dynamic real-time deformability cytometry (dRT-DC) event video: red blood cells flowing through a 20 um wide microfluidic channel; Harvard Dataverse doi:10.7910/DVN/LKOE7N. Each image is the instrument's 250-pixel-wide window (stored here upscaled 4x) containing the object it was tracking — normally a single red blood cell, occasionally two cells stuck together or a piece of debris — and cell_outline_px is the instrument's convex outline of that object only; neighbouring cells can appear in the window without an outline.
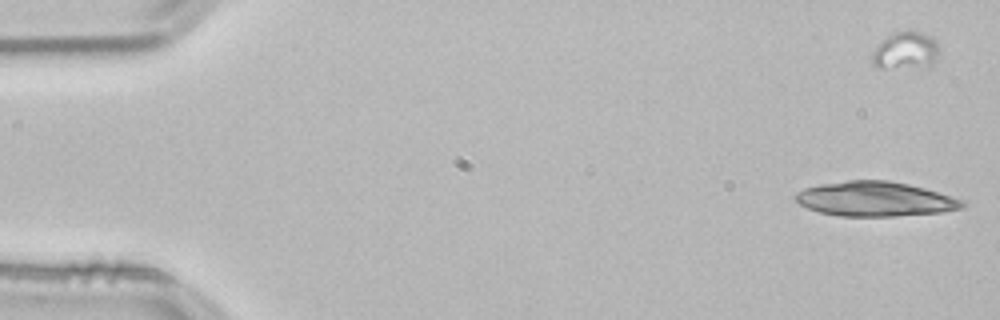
{"species": "common noctule bat (a hibernating species)", "species_latin": "Nyctalus noctula", "temperature_condition": "room temperature", "stored_images_in_passage": 29, "segment_of_instrument_passage": [2, 2], "camera_frame_rate_fps": 3000, "um_per_image_px": 0.085, "animal": {"sex": "male", "body_mass_g": 21.5, "forearm_length_mm": 52.0}, "frame": {"image": 1, "passage_image": 3, "time_ms": 0.667, "image_size_px": [1000, 320], "cell_outline_px": [[968, 204], [964, 208], [940, 212], [896, 216], [840, 216], [820, 212], [808, 208], [800, 204], [792, 196], [796, 192], [804, 188], [820, 184], [848, 180], [888, 180], [908, 184], [924, 188], [960, 200]], "centroid_in_image_um": [74.34, 16.91], "position_along_channel_um": 10.7, "area_um2": 33.52}}
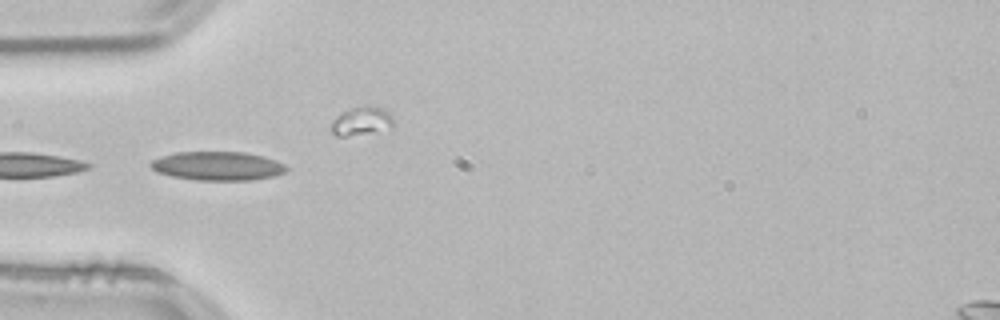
{"frame": {"image": 2, "passage_image": 18, "time_ms": 5.667, "image_size_px": [1000, 320], "cell_outline_px": [[288, 172], [272, 176], [252, 180], [196, 180], [172, 176], [156, 172], [148, 164], [152, 160], [160, 156], [176, 152], [244, 152], [264, 156], [276, 160], [284, 164], [288, 168]], "centroid_in_image_um": [18.5, 14.1], "position_along_channel_um": 66.5, "area_um2": 22.95}}